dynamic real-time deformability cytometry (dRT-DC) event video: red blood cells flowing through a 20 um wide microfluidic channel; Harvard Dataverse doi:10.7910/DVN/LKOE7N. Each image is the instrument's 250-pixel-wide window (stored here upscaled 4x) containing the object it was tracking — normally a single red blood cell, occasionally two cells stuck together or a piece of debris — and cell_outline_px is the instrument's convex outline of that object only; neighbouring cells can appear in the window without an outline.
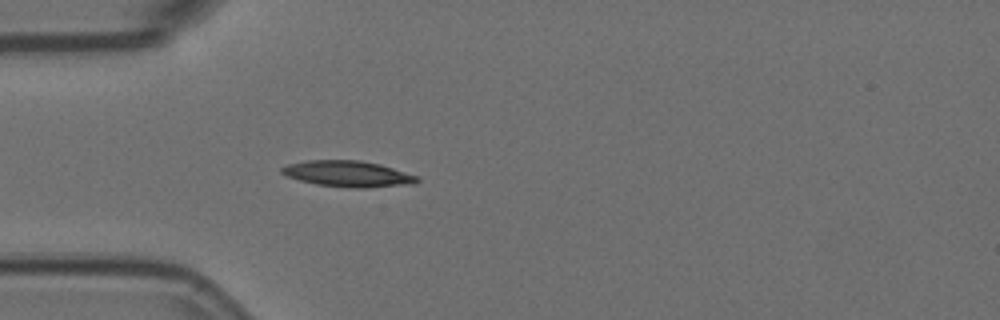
{"species": "Egyptian fruit bat (a non-hibernating species)", "species_latin": "Rousettus aegyptiacus", "temperature_condition": "room temperature", "stored_images_in_passage": 5, "camera_frame_rate_fps": 3000, "um_per_image_px": 0.085, "animal": {"sex": "female"}, "frame": {"image": 1, "passage_image": 5, "time_ms": 1.333, "image_size_px": [1000, 320], "cell_outline_px": [[420, 180], [416, 184], [368, 188], [348, 188], [316, 184], [300, 180], [288, 176], [280, 172], [280, 168], [288, 164], [308, 160], [360, 160], [380, 164], [420, 176]], "centroid_in_image_um": [29.64, 14.78], "position_along_channel_um": 55.4, "area_um2": 20.81}}